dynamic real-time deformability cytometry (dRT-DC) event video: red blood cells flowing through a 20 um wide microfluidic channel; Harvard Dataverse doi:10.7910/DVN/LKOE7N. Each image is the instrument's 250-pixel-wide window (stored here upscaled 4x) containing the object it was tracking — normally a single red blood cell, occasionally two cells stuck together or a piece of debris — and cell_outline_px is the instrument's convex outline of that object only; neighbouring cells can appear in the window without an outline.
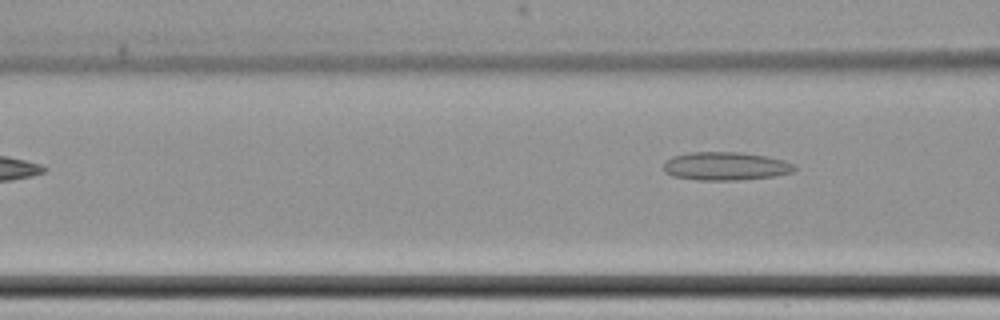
{"species": "common noctule bat (a hibernating species)", "species_latin": "Nyctalus noctula", "temperature_condition": "cold", "stored_images_in_passage": 7, "camera_frame_rate_fps": 3000, "um_per_image_px": 0.085, "animal": {"sex": "female", "body_mass_g": 22.7, "forearm_length_mm": 54.2}, "frame": {"image": 1, "passage_image": 7, "time_ms": 8.333, "image_size_px": [1000, 320], "cell_outline_px": [[796, 168], [792, 172], [772, 176], [736, 180], [696, 180], [672, 176], [664, 172], [664, 160], [672, 156], [688, 152], [740, 152], [764, 156], [784, 160], [796, 164]], "centroid_in_image_um": [61.63, 14.12], "position_along_channel_um": 105.0, "area_um2": 21.68}}